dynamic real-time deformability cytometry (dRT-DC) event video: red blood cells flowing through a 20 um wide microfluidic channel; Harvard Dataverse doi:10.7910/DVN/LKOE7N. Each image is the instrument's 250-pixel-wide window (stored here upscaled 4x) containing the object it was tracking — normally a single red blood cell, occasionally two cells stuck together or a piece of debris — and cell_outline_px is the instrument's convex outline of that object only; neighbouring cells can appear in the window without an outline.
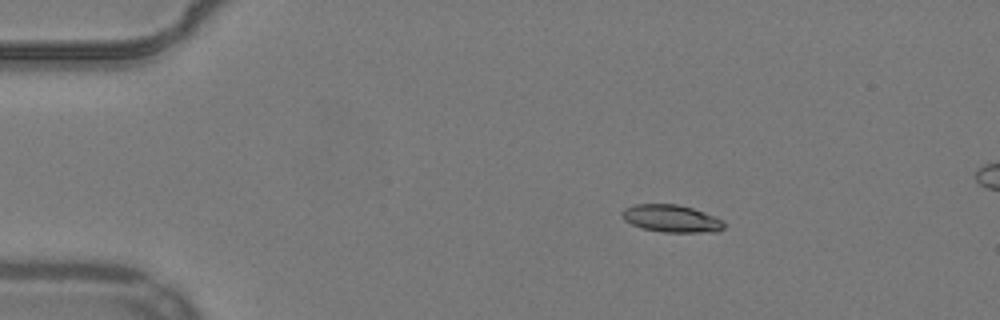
{"species": "common noctule bat (a hibernating species)", "species_latin": "Nyctalus noctula", "temperature_condition": "warm", "stored_images_in_passage": 42, "camera_frame_rate_fps": 3000, "um_per_image_px": 0.085, "animal": {"sex": "male", "body_mass_g": 19.2, "forearm_length_mm": 51.8}, "frame": {"image": 1, "passage_image": 1, "time_ms": 0.0, "image_size_px": [1000, 320], "cell_outline_px": [[724, 228], [716, 232], [664, 232], [644, 228], [632, 224], [624, 220], [620, 216], [620, 212], [624, 208], [636, 204], [676, 204], [692, 208], [724, 220]], "centroid_in_image_um": [57.05, 18.57], "position_along_channel_um": 27.9, "area_um2": 16.24}}
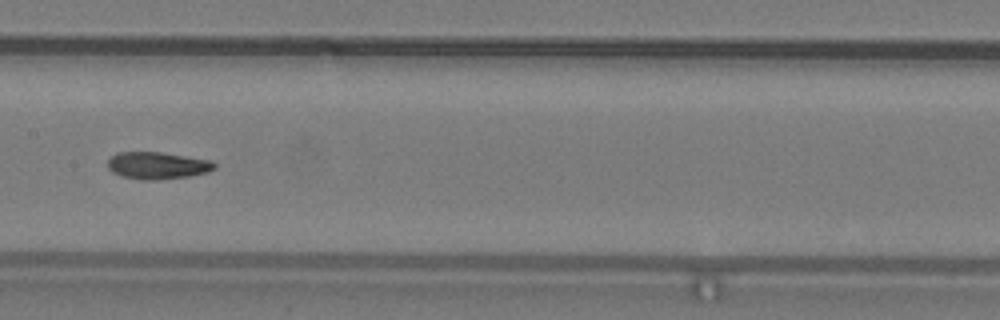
{"frame": {"image": 2, "passage_image": 19, "time_ms": 6.0, "image_size_px": [1000, 320], "cell_outline_px": [[216, 168], [208, 172], [188, 176], [156, 180], [140, 180], [120, 176], [112, 172], [108, 168], [108, 160], [116, 152], [160, 152], [208, 160], [216, 164]], "centroid_in_image_um": [13.34, 14.07], "position_along_channel_um": 194.1, "area_um2": 16.82}}
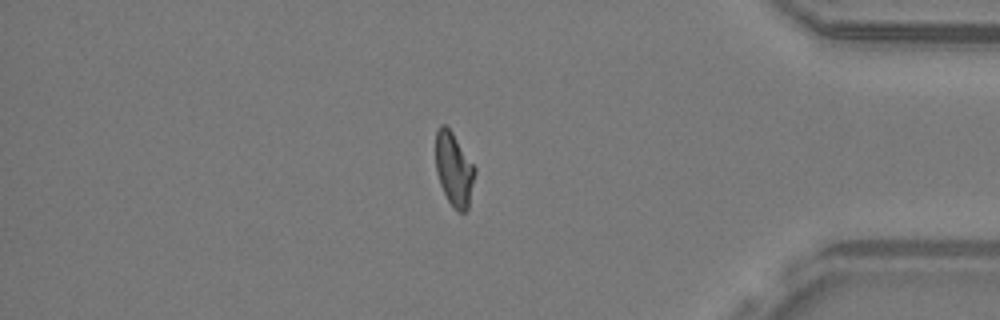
{"frame": {"image": 3, "passage_image": 37, "time_ms": 12.0, "image_size_px": [1000, 320], "cell_outline_px": [[476, 172], [468, 208], [464, 212], [456, 212], [452, 208], [440, 184], [436, 172], [436, 132], [440, 124], [444, 124], [452, 132], [476, 168]], "centroid_in_image_um": [38.59, 14.42], "position_along_channel_um": 396.6, "area_um2": 16.82}}